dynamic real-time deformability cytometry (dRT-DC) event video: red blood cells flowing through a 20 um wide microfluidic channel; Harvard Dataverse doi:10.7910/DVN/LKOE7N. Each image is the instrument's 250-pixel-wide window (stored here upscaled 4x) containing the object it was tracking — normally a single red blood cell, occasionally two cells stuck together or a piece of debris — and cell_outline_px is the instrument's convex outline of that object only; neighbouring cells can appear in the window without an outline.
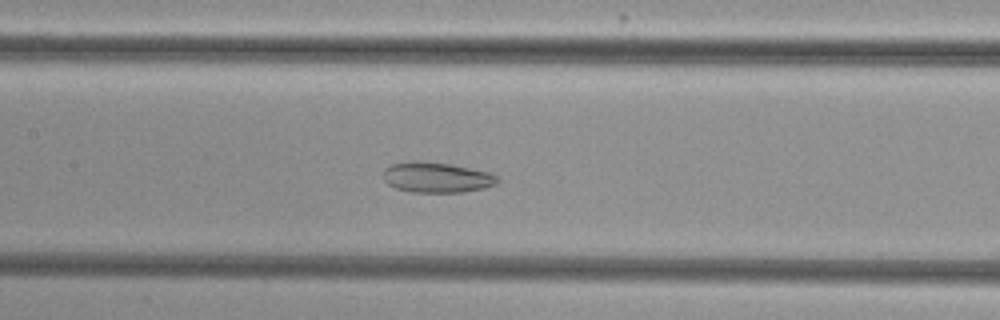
{"species": "common noctule bat (a hibernating species)", "species_latin": "Nyctalus noctula", "temperature_condition": "cold", "stored_images_in_passage": 38, "camera_frame_rate_fps": 3000, "um_per_image_px": 0.085, "animal": {"sex": "female", "body_mass_g": 29.2, "forearm_length_mm": 56.3}, "frame": {"image": 1, "passage_image": 10, "time_ms": 3.0, "image_size_px": [1000, 320], "cell_outline_px": [[500, 180], [496, 184], [484, 188], [460, 192], [412, 192], [396, 188], [388, 184], [384, 180], [384, 168], [392, 164], [412, 160], [420, 160], [452, 164], [488, 172], [496, 176]], "centroid_in_image_um": [37.1, 15.06], "position_along_channel_um": 170.3, "area_um2": 20.29}}
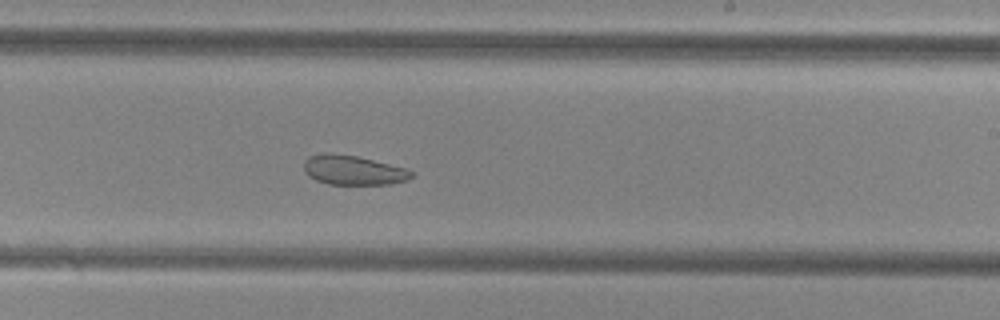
{"frame": {"image": 2, "passage_image": 17, "time_ms": 5.333, "image_size_px": [1000, 320], "cell_outline_px": [[416, 176], [408, 180], [392, 184], [328, 184], [316, 180], [308, 176], [304, 172], [304, 160], [308, 156], [328, 152], [356, 156], [404, 168], [412, 172]], "centroid_in_image_um": [30.0, 14.47], "position_along_channel_um": 259.0, "area_um2": 18.5}}
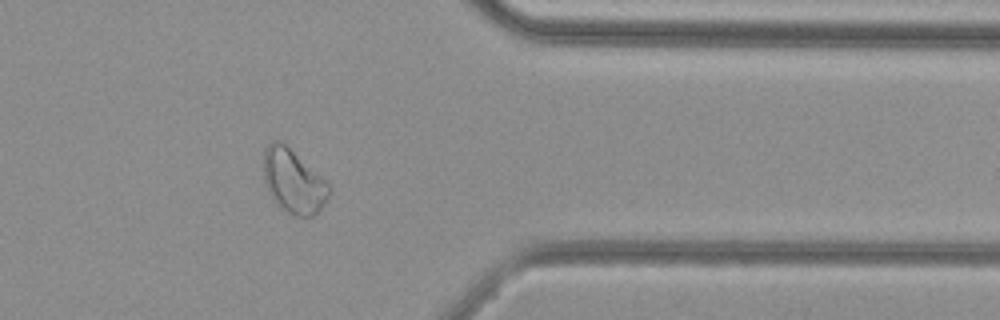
{"frame": {"image": 3, "passage_image": 28, "time_ms": 9.0, "image_size_px": [1000, 320], "cell_outline_px": [[332, 192], [324, 204], [312, 216], [300, 216], [288, 212], [280, 208], [272, 200], [264, 184], [264, 148], [272, 140], [280, 140], [324, 180], [332, 188]], "centroid_in_image_um": [24.9, 15.42], "position_along_channel_um": 386.5, "area_um2": 24.04}, "authors_computed_cell_mechanics": {"area_um2": 21.5305, "velocity_mm_per_s": 3.8119, "shape_relaxation_time_tau1_ms": null, "shape_relaxation_time_tau2_ms": 3.8816, "deformation_change_tau1": null, "deformation_change_tau2": 0.0914}}